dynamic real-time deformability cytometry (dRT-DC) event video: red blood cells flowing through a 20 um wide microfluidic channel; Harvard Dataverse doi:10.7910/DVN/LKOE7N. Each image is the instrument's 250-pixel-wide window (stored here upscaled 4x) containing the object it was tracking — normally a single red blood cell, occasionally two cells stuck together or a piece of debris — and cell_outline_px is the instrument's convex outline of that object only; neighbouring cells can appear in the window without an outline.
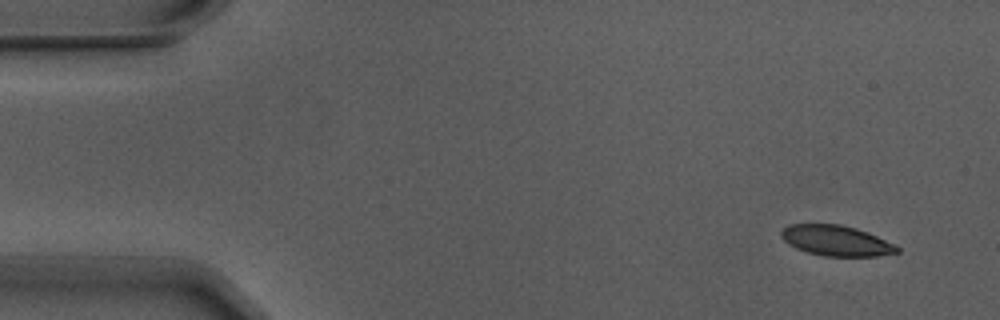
{"species": "Egyptian fruit bat (a non-hibernating species)", "species_latin": "Rousettus aegyptiacus", "temperature_condition": "warm", "stored_images_in_passage": 5, "camera_frame_rate_fps": 3000, "um_per_image_px": 0.085, "animal": {"sex": "male"}, "frame": {"image": 1, "passage_image": 1, "time_ms": 0.0, "image_size_px": [1000, 320], "cell_outline_px": [[900, 252], [876, 256], [824, 256], [808, 252], [796, 248], [788, 244], [780, 236], [780, 232], [788, 224], [840, 224], [856, 228], [868, 232], [896, 244], [900, 248]], "centroid_in_image_um": [71.09, 20.45], "position_along_channel_um": 13.9, "area_um2": 20.69}}